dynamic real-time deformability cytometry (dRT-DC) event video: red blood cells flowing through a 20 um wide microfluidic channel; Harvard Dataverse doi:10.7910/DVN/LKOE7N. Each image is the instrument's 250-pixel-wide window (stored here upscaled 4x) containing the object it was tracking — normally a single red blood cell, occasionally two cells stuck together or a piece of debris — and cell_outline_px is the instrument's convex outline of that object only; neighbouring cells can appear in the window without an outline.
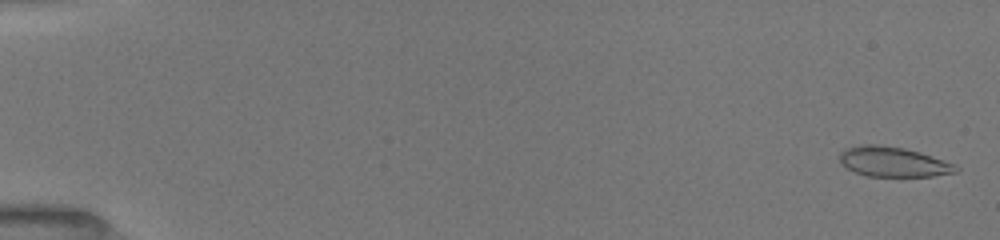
{"species": "common noctule bat (a hibernating species)", "species_latin": "Nyctalus noctula", "temperature_condition": "room temperature", "stored_images_in_passage": 24, "camera_frame_rate_fps": 3000, "um_per_image_px": 0.085, "animal": {"sex": "female", "body_mass_g": 19.5, "forearm_length_mm": 54.1}, "frame": {"image": 1, "passage_image": 2, "time_ms": 0.333, "image_size_px": [1000, 240], "cell_outline_px": [[960, 168], [956, 172], [932, 176], [868, 176], [856, 172], [848, 168], [840, 160], [840, 152], [844, 148], [860, 144], [876, 144], [904, 148], [920, 152], [956, 164]], "centroid_in_image_um": [75.94, 13.74], "position_along_channel_um": 9.1, "area_um2": 20.23}}
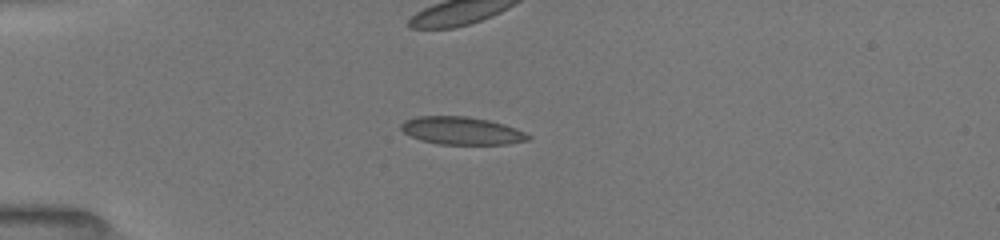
{"frame": {"image": 2, "passage_image": 14, "time_ms": 4.667, "image_size_px": [1000, 240], "cell_outline_px": [[532, 136], [528, 140], [508, 144], [436, 144], [420, 140], [404, 132], [400, 128], [400, 124], [404, 120], [416, 116], [468, 116], [488, 120], [504, 124], [516, 128]], "centroid_in_image_um": [39.23, 11.11], "position_along_channel_um": 45.8, "area_um2": 20.63}}